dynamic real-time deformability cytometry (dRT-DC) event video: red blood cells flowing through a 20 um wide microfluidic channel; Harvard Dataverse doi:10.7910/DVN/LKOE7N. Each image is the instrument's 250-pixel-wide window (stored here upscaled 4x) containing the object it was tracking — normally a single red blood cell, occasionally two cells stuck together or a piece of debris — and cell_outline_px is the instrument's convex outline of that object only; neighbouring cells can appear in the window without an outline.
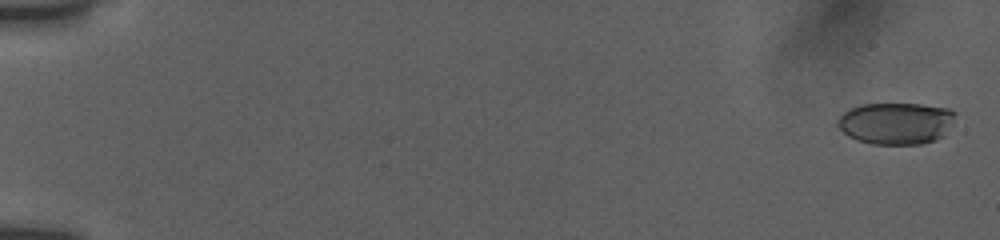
{"species": "human", "species_latin": "Homo sapiens", "temperature_condition": "room temperature", "stored_images_in_passage": 65, "camera_frame_rate_fps": 3000, "um_per_image_px": 0.085, "donor": {"sex": "female"}, "frame": {"image": 1, "passage_image": 2, "time_ms": 0.333, "image_size_px": [1000, 240], "cell_outline_px": [[956, 112], [952, 120], [940, 136], [936, 140], [920, 144], [872, 144], [856, 140], [848, 136], [836, 124], [836, 120], [844, 112], [852, 108], [864, 104], [920, 104], [948, 108]], "centroid_in_image_um": [76.11, 10.48], "position_along_channel_um": 8.9, "area_um2": 28.32}}
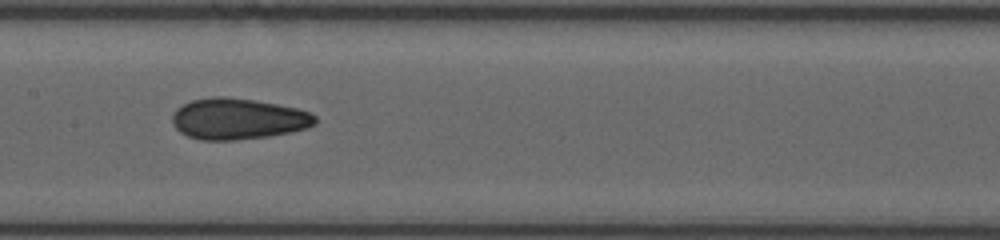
{"frame": {"image": 2, "passage_image": 38, "time_ms": 9.667, "image_size_px": [1000, 240], "cell_outline_px": [[316, 124], [308, 128], [292, 132], [268, 136], [236, 140], [200, 140], [188, 136], [180, 132], [172, 124], [172, 116], [176, 108], [192, 100], [212, 96], [224, 96], [252, 100], [276, 104], [296, 108], [312, 112], [316, 116]], "centroid_in_image_um": [20.24, 10.1], "position_along_channel_um": 187.2, "area_um2": 34.39}}
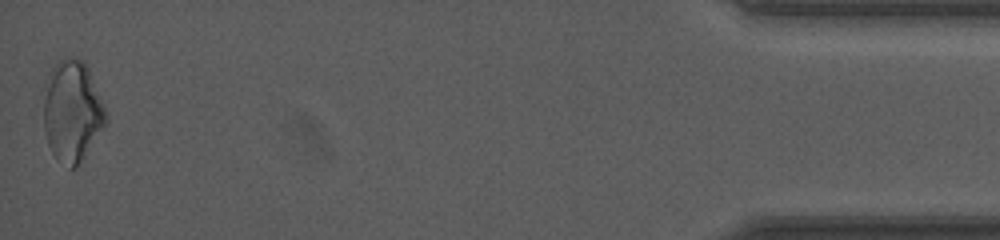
{"frame": {"image": 3, "passage_image": 64, "time_ms": 18.0, "image_size_px": [1000, 240], "cell_outline_px": [[108, 120], [104, 128], [76, 168], [72, 168], [56, 160], [48, 144], [44, 132], [40, 92], [48, 72], [60, 60], [68, 56], [72, 56], [84, 60], [88, 68], [104, 104], [108, 116]], "centroid_in_image_um": [6.09, 9.41], "position_along_channel_um": 429.1, "area_um2": 37.92}, "authors_computed_cell_mechanics": {"area_um2": 32.079, "velocity_mm_per_s": 3.8735, "shape_relaxation_time_tau1_ms": 5.852, "shape_relaxation_time_tau2_ms": 2.2435, "deformation_change_tau1": 0.1274, "deformation_change_tau2": 0.0907}}